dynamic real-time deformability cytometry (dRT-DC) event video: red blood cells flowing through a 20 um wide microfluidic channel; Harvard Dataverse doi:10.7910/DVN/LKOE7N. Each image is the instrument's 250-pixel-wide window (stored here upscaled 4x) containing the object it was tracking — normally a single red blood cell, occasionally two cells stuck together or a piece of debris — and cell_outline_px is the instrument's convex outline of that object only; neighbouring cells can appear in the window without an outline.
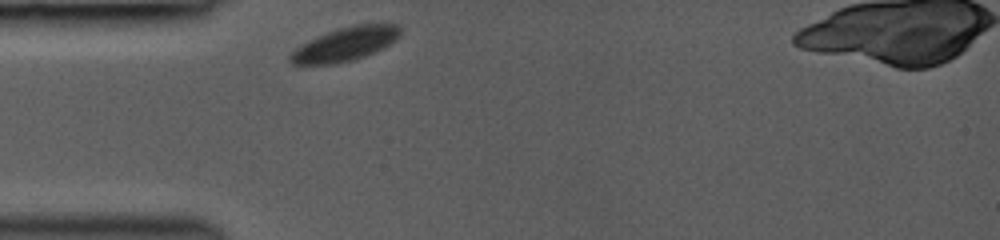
{"species": "common noctule bat (a hibernating species)", "species_latin": "Nyctalus noctula", "temperature_condition": "room temperature", "stored_images_in_passage": 29, "camera_frame_rate_fps": 3000, "um_per_image_px": 0.085, "animal": {"sex": "female", "body_mass_g": 19.0, "forearm_length_mm": 53.3}, "frame": {"image": 1, "passage_image": 1, "time_ms": 0.0, "image_size_px": [1000, 240], "cell_outline_px": [[400, 36], [396, 40], [384, 48], [364, 56], [352, 60], [336, 64], [300, 68], [292, 64], [288, 60], [288, 56], [296, 48], [328, 32], [340, 28], [356, 24], [396, 24], [400, 28]], "centroid_in_image_um": [29.29, 3.81], "position_along_channel_um": 55.7, "area_um2": 21.85}}
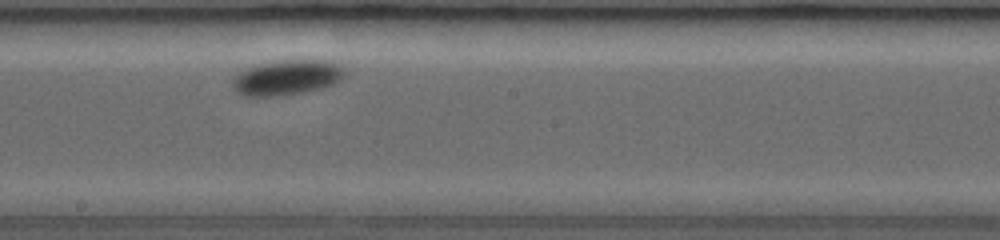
{"frame": {"image": 2, "passage_image": 15, "time_ms": 4.667, "image_size_px": [1000, 240], "cell_outline_px": [[344, 76], [336, 84], [324, 88], [284, 96], [240, 96], [232, 88], [232, 80], [240, 72], [248, 68], [260, 64], [280, 60], [328, 60], [336, 64], [344, 72]], "centroid_in_image_um": [24.37, 6.61], "position_along_channel_um": 223.8, "area_um2": 23.06}}
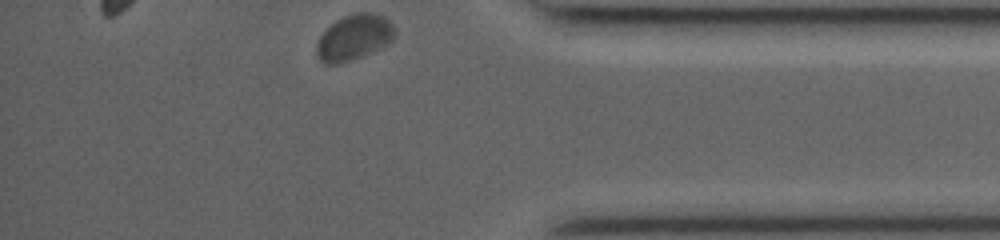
{"frame": {"image": 3, "passage_image": 29, "time_ms": 9.667, "image_size_px": [1000, 240], "cell_outline_px": [[396, 36], [388, 44], [360, 56], [340, 64], [324, 64], [316, 56], [316, 44], [320, 36], [336, 20], [344, 16], [356, 12], [372, 12], [384, 16], [392, 24], [396, 32]], "centroid_in_image_um": [30.09, 3.17], "position_along_channel_um": 405.1, "area_um2": 20.75}, "authors_computed_cell_mechanics": {"area_um2": 22.1374, "velocity_mm_per_s": 3.7397, "shape_relaxation_time_tau1_ms": 2.2676, "shape_relaxation_time_tau2_ms": null, "deformation_change_tau1": 0.0523, "deformation_change_tau2": null}}